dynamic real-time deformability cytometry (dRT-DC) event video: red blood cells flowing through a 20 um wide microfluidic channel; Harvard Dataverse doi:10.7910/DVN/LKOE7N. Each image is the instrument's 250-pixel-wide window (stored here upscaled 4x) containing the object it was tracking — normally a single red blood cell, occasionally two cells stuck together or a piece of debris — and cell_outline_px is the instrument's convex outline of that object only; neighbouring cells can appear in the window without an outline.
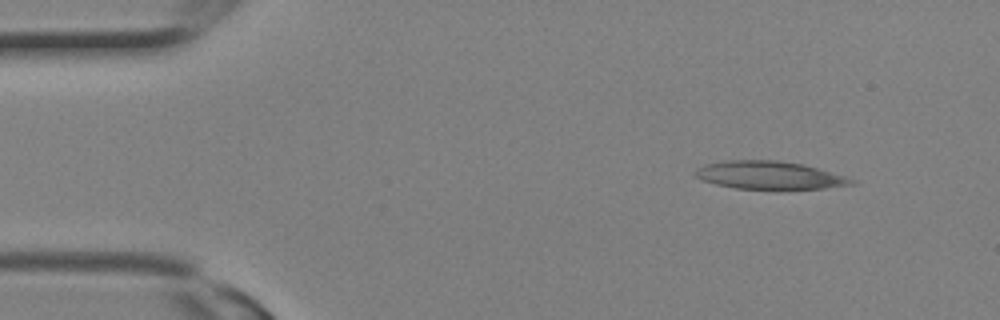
{"species": "Egyptian fruit bat (a non-hibernating species)", "species_latin": "Rousettus aegyptiacus", "temperature_condition": "room temperature", "stored_images_in_passage": 2, "camera_frame_rate_fps": 3000, "um_per_image_px": 0.085, "animal": {"sex": "female"}, "frame": {"image": 1, "passage_image": 1, "time_ms": 0.0, "image_size_px": [1000, 320], "cell_outline_px": [[856, 184], [824, 188], [736, 188], [716, 184], [704, 180], [696, 176], [692, 172], [696, 168], [704, 164], [728, 160], [776, 160], [804, 164], [844, 176], [856, 180]], "centroid_in_image_um": [65.38, 14.87], "position_along_channel_um": 19.6, "area_um2": 25.09}}